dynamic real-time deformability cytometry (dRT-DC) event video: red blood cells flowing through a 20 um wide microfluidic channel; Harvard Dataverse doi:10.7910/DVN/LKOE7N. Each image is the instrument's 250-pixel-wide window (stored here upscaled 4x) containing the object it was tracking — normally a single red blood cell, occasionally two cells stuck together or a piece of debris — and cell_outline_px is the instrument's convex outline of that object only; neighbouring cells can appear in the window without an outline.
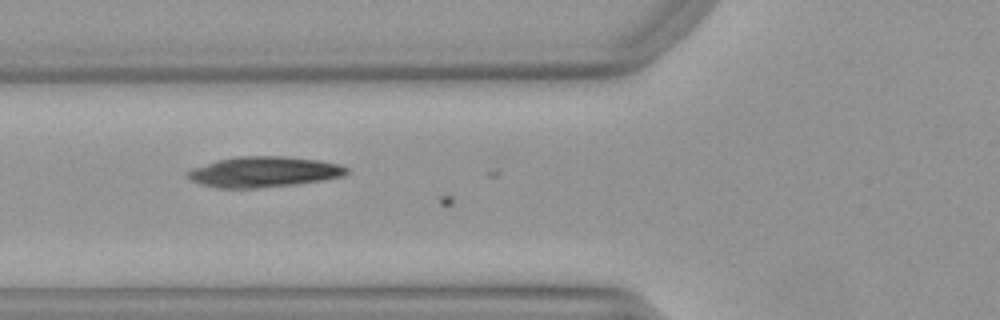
{"species": "Egyptian fruit bat (a non-hibernating species)", "species_latin": "Rousettus aegyptiacus", "temperature_condition": "warm", "stored_images_in_passage": 18, "camera_frame_rate_fps": 3000, "um_per_image_px": 0.085, "animal": {"sex": "female"}, "frame": {"image": 1, "passage_image": 17, "time_ms": 5.333, "image_size_px": [1000, 320], "cell_outline_px": [[348, 172], [344, 176], [296, 184], [256, 188], [220, 188], [200, 184], [184, 176], [184, 172], [188, 168], [216, 160], [236, 156], [284, 156], [320, 160], [340, 164], [348, 168]], "centroid_in_image_um": [22.35, 14.6], "position_along_channel_um": 103.4, "area_um2": 28.67}}